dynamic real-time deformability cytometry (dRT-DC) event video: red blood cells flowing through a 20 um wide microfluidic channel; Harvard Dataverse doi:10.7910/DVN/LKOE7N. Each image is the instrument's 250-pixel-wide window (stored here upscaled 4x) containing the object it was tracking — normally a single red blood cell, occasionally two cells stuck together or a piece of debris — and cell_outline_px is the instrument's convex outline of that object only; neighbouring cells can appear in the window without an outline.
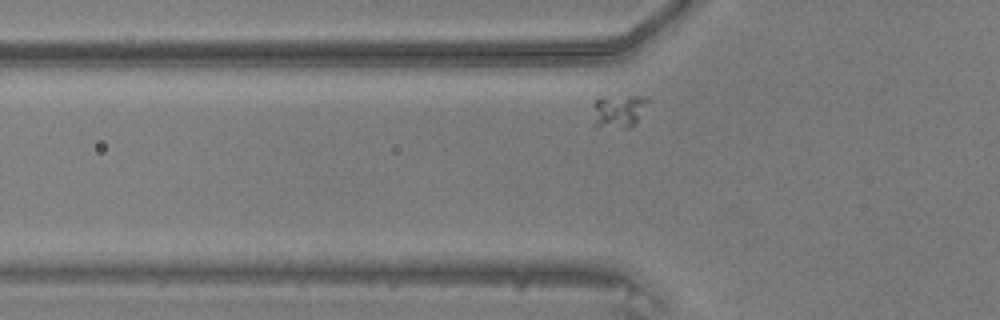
{"species": "common noctule bat (a hibernating species)", "species_latin": "Nyctalus noctula", "temperature_condition": "warm", "stored_images_in_passage": 31, "camera_frame_rate_fps": 3000, "um_per_image_px": 0.085, "animal": {"sex": "male", "body_mass_g": 20.5, "forearm_length_mm": 52.5}, "frame": {"image": 1, "passage_image": 4, "time_ms": 1.0, "image_size_px": [1000, 320], "cell_outline_px": [[652, 100], [636, 124], [632, 128], [596, 128], [592, 124], [592, 104], [600, 96], [640, 96]], "centroid_in_image_um": [52.56, 9.46], "position_along_channel_um": 73.2, "area_um2": 11.5}}